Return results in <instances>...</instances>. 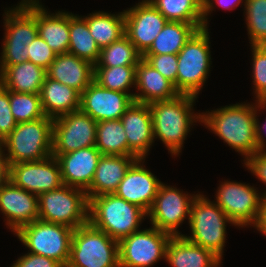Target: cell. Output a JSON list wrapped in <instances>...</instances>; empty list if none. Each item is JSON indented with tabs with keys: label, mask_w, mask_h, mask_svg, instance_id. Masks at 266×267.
<instances>
[{
	"label": "cell",
	"mask_w": 266,
	"mask_h": 267,
	"mask_svg": "<svg viewBox=\"0 0 266 267\" xmlns=\"http://www.w3.org/2000/svg\"><path fill=\"white\" fill-rule=\"evenodd\" d=\"M236 103L216 110L202 112V121L206 128L219 136L223 142L243 155L249 156L259 152L256 141V115L261 105Z\"/></svg>",
	"instance_id": "obj_1"
},
{
	"label": "cell",
	"mask_w": 266,
	"mask_h": 267,
	"mask_svg": "<svg viewBox=\"0 0 266 267\" xmlns=\"http://www.w3.org/2000/svg\"><path fill=\"white\" fill-rule=\"evenodd\" d=\"M197 97L178 94L175 98L149 104L154 139L159 138L175 157L183 148L193 122L202 121V113L193 112Z\"/></svg>",
	"instance_id": "obj_2"
},
{
	"label": "cell",
	"mask_w": 266,
	"mask_h": 267,
	"mask_svg": "<svg viewBox=\"0 0 266 267\" xmlns=\"http://www.w3.org/2000/svg\"><path fill=\"white\" fill-rule=\"evenodd\" d=\"M146 216L142 208L114 193L89 199L88 222L118 242L140 230L141 221Z\"/></svg>",
	"instance_id": "obj_3"
},
{
	"label": "cell",
	"mask_w": 266,
	"mask_h": 267,
	"mask_svg": "<svg viewBox=\"0 0 266 267\" xmlns=\"http://www.w3.org/2000/svg\"><path fill=\"white\" fill-rule=\"evenodd\" d=\"M227 223L235 225L214 201L198 193L190 209L191 235L182 236L191 243L211 251L222 260Z\"/></svg>",
	"instance_id": "obj_4"
},
{
	"label": "cell",
	"mask_w": 266,
	"mask_h": 267,
	"mask_svg": "<svg viewBox=\"0 0 266 267\" xmlns=\"http://www.w3.org/2000/svg\"><path fill=\"white\" fill-rule=\"evenodd\" d=\"M53 119L39 118L17 123L2 140L9 164L40 161L52 155Z\"/></svg>",
	"instance_id": "obj_5"
},
{
	"label": "cell",
	"mask_w": 266,
	"mask_h": 267,
	"mask_svg": "<svg viewBox=\"0 0 266 267\" xmlns=\"http://www.w3.org/2000/svg\"><path fill=\"white\" fill-rule=\"evenodd\" d=\"M208 28L199 29L178 55L177 92L197 97L209 76L211 64Z\"/></svg>",
	"instance_id": "obj_6"
},
{
	"label": "cell",
	"mask_w": 266,
	"mask_h": 267,
	"mask_svg": "<svg viewBox=\"0 0 266 267\" xmlns=\"http://www.w3.org/2000/svg\"><path fill=\"white\" fill-rule=\"evenodd\" d=\"M66 267H119L118 241L89 222L74 229Z\"/></svg>",
	"instance_id": "obj_7"
},
{
	"label": "cell",
	"mask_w": 266,
	"mask_h": 267,
	"mask_svg": "<svg viewBox=\"0 0 266 267\" xmlns=\"http://www.w3.org/2000/svg\"><path fill=\"white\" fill-rule=\"evenodd\" d=\"M39 218L76 229L88 223L89 200L86 191L61 185L38 195Z\"/></svg>",
	"instance_id": "obj_8"
},
{
	"label": "cell",
	"mask_w": 266,
	"mask_h": 267,
	"mask_svg": "<svg viewBox=\"0 0 266 267\" xmlns=\"http://www.w3.org/2000/svg\"><path fill=\"white\" fill-rule=\"evenodd\" d=\"M73 232L74 229L69 226L37 219L22 226L15 235L29 249V253L48 257L66 267Z\"/></svg>",
	"instance_id": "obj_9"
},
{
	"label": "cell",
	"mask_w": 266,
	"mask_h": 267,
	"mask_svg": "<svg viewBox=\"0 0 266 267\" xmlns=\"http://www.w3.org/2000/svg\"><path fill=\"white\" fill-rule=\"evenodd\" d=\"M171 237L153 226L133 232L118 242L119 267H152L165 258Z\"/></svg>",
	"instance_id": "obj_10"
},
{
	"label": "cell",
	"mask_w": 266,
	"mask_h": 267,
	"mask_svg": "<svg viewBox=\"0 0 266 267\" xmlns=\"http://www.w3.org/2000/svg\"><path fill=\"white\" fill-rule=\"evenodd\" d=\"M255 187L241 183L221 182L214 201L237 227L257 224L263 196Z\"/></svg>",
	"instance_id": "obj_11"
},
{
	"label": "cell",
	"mask_w": 266,
	"mask_h": 267,
	"mask_svg": "<svg viewBox=\"0 0 266 267\" xmlns=\"http://www.w3.org/2000/svg\"><path fill=\"white\" fill-rule=\"evenodd\" d=\"M196 196L162 183L147 213L151 225L171 236H182L177 228L185 219L189 222L191 204Z\"/></svg>",
	"instance_id": "obj_12"
},
{
	"label": "cell",
	"mask_w": 266,
	"mask_h": 267,
	"mask_svg": "<svg viewBox=\"0 0 266 267\" xmlns=\"http://www.w3.org/2000/svg\"><path fill=\"white\" fill-rule=\"evenodd\" d=\"M96 125L94 119L80 110L53 119L52 154L95 146Z\"/></svg>",
	"instance_id": "obj_13"
},
{
	"label": "cell",
	"mask_w": 266,
	"mask_h": 267,
	"mask_svg": "<svg viewBox=\"0 0 266 267\" xmlns=\"http://www.w3.org/2000/svg\"><path fill=\"white\" fill-rule=\"evenodd\" d=\"M10 181L15 186L36 195L63 185L60 165L53 155L40 161L11 164Z\"/></svg>",
	"instance_id": "obj_14"
},
{
	"label": "cell",
	"mask_w": 266,
	"mask_h": 267,
	"mask_svg": "<svg viewBox=\"0 0 266 267\" xmlns=\"http://www.w3.org/2000/svg\"><path fill=\"white\" fill-rule=\"evenodd\" d=\"M125 35L143 55L168 20L148 1L142 0L124 10Z\"/></svg>",
	"instance_id": "obj_15"
},
{
	"label": "cell",
	"mask_w": 266,
	"mask_h": 267,
	"mask_svg": "<svg viewBox=\"0 0 266 267\" xmlns=\"http://www.w3.org/2000/svg\"><path fill=\"white\" fill-rule=\"evenodd\" d=\"M133 103L129 94L105 89L93 81L80 94L79 110L96 122L119 120Z\"/></svg>",
	"instance_id": "obj_16"
},
{
	"label": "cell",
	"mask_w": 266,
	"mask_h": 267,
	"mask_svg": "<svg viewBox=\"0 0 266 267\" xmlns=\"http://www.w3.org/2000/svg\"><path fill=\"white\" fill-rule=\"evenodd\" d=\"M144 161L137 159L130 166L114 194L148 213L162 182L144 166Z\"/></svg>",
	"instance_id": "obj_17"
},
{
	"label": "cell",
	"mask_w": 266,
	"mask_h": 267,
	"mask_svg": "<svg viewBox=\"0 0 266 267\" xmlns=\"http://www.w3.org/2000/svg\"><path fill=\"white\" fill-rule=\"evenodd\" d=\"M0 211L6 226L15 234L22 226L39 218L38 195L15 186L11 181L0 185Z\"/></svg>",
	"instance_id": "obj_18"
},
{
	"label": "cell",
	"mask_w": 266,
	"mask_h": 267,
	"mask_svg": "<svg viewBox=\"0 0 266 267\" xmlns=\"http://www.w3.org/2000/svg\"><path fill=\"white\" fill-rule=\"evenodd\" d=\"M52 155L59 162L62 183L84 191L91 186L98 161L102 156L95 146Z\"/></svg>",
	"instance_id": "obj_19"
},
{
	"label": "cell",
	"mask_w": 266,
	"mask_h": 267,
	"mask_svg": "<svg viewBox=\"0 0 266 267\" xmlns=\"http://www.w3.org/2000/svg\"><path fill=\"white\" fill-rule=\"evenodd\" d=\"M129 150L145 159L154 143L153 120L149 104L134 102L121 117Z\"/></svg>",
	"instance_id": "obj_20"
},
{
	"label": "cell",
	"mask_w": 266,
	"mask_h": 267,
	"mask_svg": "<svg viewBox=\"0 0 266 267\" xmlns=\"http://www.w3.org/2000/svg\"><path fill=\"white\" fill-rule=\"evenodd\" d=\"M47 77L74 88L80 94L94 79V65L70 53L57 54L46 70Z\"/></svg>",
	"instance_id": "obj_21"
},
{
	"label": "cell",
	"mask_w": 266,
	"mask_h": 267,
	"mask_svg": "<svg viewBox=\"0 0 266 267\" xmlns=\"http://www.w3.org/2000/svg\"><path fill=\"white\" fill-rule=\"evenodd\" d=\"M134 102L150 104L175 98L179 93L160 72L141 58L136 66Z\"/></svg>",
	"instance_id": "obj_22"
},
{
	"label": "cell",
	"mask_w": 266,
	"mask_h": 267,
	"mask_svg": "<svg viewBox=\"0 0 266 267\" xmlns=\"http://www.w3.org/2000/svg\"><path fill=\"white\" fill-rule=\"evenodd\" d=\"M136 156L102 155L98 161L91 186L86 190L88 200L102 194L114 193Z\"/></svg>",
	"instance_id": "obj_23"
},
{
	"label": "cell",
	"mask_w": 266,
	"mask_h": 267,
	"mask_svg": "<svg viewBox=\"0 0 266 267\" xmlns=\"http://www.w3.org/2000/svg\"><path fill=\"white\" fill-rule=\"evenodd\" d=\"M3 16L5 35L2 44L28 46L38 35L37 3H19L16 7L5 10Z\"/></svg>",
	"instance_id": "obj_24"
},
{
	"label": "cell",
	"mask_w": 266,
	"mask_h": 267,
	"mask_svg": "<svg viewBox=\"0 0 266 267\" xmlns=\"http://www.w3.org/2000/svg\"><path fill=\"white\" fill-rule=\"evenodd\" d=\"M164 260L172 267H220L222 263L211 251L191 243L183 236L170 238Z\"/></svg>",
	"instance_id": "obj_25"
},
{
	"label": "cell",
	"mask_w": 266,
	"mask_h": 267,
	"mask_svg": "<svg viewBox=\"0 0 266 267\" xmlns=\"http://www.w3.org/2000/svg\"><path fill=\"white\" fill-rule=\"evenodd\" d=\"M39 96L44 115L52 119L80 109V93L47 76Z\"/></svg>",
	"instance_id": "obj_26"
},
{
	"label": "cell",
	"mask_w": 266,
	"mask_h": 267,
	"mask_svg": "<svg viewBox=\"0 0 266 267\" xmlns=\"http://www.w3.org/2000/svg\"><path fill=\"white\" fill-rule=\"evenodd\" d=\"M47 76L46 70L33 62L0 66V83L9 91L17 93H40Z\"/></svg>",
	"instance_id": "obj_27"
},
{
	"label": "cell",
	"mask_w": 266,
	"mask_h": 267,
	"mask_svg": "<svg viewBox=\"0 0 266 267\" xmlns=\"http://www.w3.org/2000/svg\"><path fill=\"white\" fill-rule=\"evenodd\" d=\"M37 3L38 35L46 41L56 54L68 53L69 48V12L49 13Z\"/></svg>",
	"instance_id": "obj_28"
},
{
	"label": "cell",
	"mask_w": 266,
	"mask_h": 267,
	"mask_svg": "<svg viewBox=\"0 0 266 267\" xmlns=\"http://www.w3.org/2000/svg\"><path fill=\"white\" fill-rule=\"evenodd\" d=\"M203 24L168 21L143 55L178 54Z\"/></svg>",
	"instance_id": "obj_29"
},
{
	"label": "cell",
	"mask_w": 266,
	"mask_h": 267,
	"mask_svg": "<svg viewBox=\"0 0 266 267\" xmlns=\"http://www.w3.org/2000/svg\"><path fill=\"white\" fill-rule=\"evenodd\" d=\"M83 17L100 50L125 35L124 10L118 14L99 11Z\"/></svg>",
	"instance_id": "obj_30"
},
{
	"label": "cell",
	"mask_w": 266,
	"mask_h": 267,
	"mask_svg": "<svg viewBox=\"0 0 266 267\" xmlns=\"http://www.w3.org/2000/svg\"><path fill=\"white\" fill-rule=\"evenodd\" d=\"M68 53L95 65L98 61L100 48L89 32L86 19L69 13V48Z\"/></svg>",
	"instance_id": "obj_31"
},
{
	"label": "cell",
	"mask_w": 266,
	"mask_h": 267,
	"mask_svg": "<svg viewBox=\"0 0 266 267\" xmlns=\"http://www.w3.org/2000/svg\"><path fill=\"white\" fill-rule=\"evenodd\" d=\"M95 147L102 155L135 156L128 148L127 136L120 119L97 122Z\"/></svg>",
	"instance_id": "obj_32"
},
{
	"label": "cell",
	"mask_w": 266,
	"mask_h": 267,
	"mask_svg": "<svg viewBox=\"0 0 266 267\" xmlns=\"http://www.w3.org/2000/svg\"><path fill=\"white\" fill-rule=\"evenodd\" d=\"M168 21L203 24L201 0H148Z\"/></svg>",
	"instance_id": "obj_33"
},
{
	"label": "cell",
	"mask_w": 266,
	"mask_h": 267,
	"mask_svg": "<svg viewBox=\"0 0 266 267\" xmlns=\"http://www.w3.org/2000/svg\"><path fill=\"white\" fill-rule=\"evenodd\" d=\"M142 55L135 45L124 35L100 50L99 58L94 67L137 66Z\"/></svg>",
	"instance_id": "obj_34"
},
{
	"label": "cell",
	"mask_w": 266,
	"mask_h": 267,
	"mask_svg": "<svg viewBox=\"0 0 266 267\" xmlns=\"http://www.w3.org/2000/svg\"><path fill=\"white\" fill-rule=\"evenodd\" d=\"M135 79L136 66L94 67V82L105 89L127 93L132 98L134 93L129 92V88L135 87Z\"/></svg>",
	"instance_id": "obj_35"
},
{
	"label": "cell",
	"mask_w": 266,
	"mask_h": 267,
	"mask_svg": "<svg viewBox=\"0 0 266 267\" xmlns=\"http://www.w3.org/2000/svg\"><path fill=\"white\" fill-rule=\"evenodd\" d=\"M244 9L250 46L266 45V0H246Z\"/></svg>",
	"instance_id": "obj_36"
},
{
	"label": "cell",
	"mask_w": 266,
	"mask_h": 267,
	"mask_svg": "<svg viewBox=\"0 0 266 267\" xmlns=\"http://www.w3.org/2000/svg\"><path fill=\"white\" fill-rule=\"evenodd\" d=\"M9 100L12 115L17 123L45 117L38 94L9 91Z\"/></svg>",
	"instance_id": "obj_37"
},
{
	"label": "cell",
	"mask_w": 266,
	"mask_h": 267,
	"mask_svg": "<svg viewBox=\"0 0 266 267\" xmlns=\"http://www.w3.org/2000/svg\"><path fill=\"white\" fill-rule=\"evenodd\" d=\"M252 79L257 101L266 98V45L251 46Z\"/></svg>",
	"instance_id": "obj_38"
},
{
	"label": "cell",
	"mask_w": 266,
	"mask_h": 267,
	"mask_svg": "<svg viewBox=\"0 0 266 267\" xmlns=\"http://www.w3.org/2000/svg\"><path fill=\"white\" fill-rule=\"evenodd\" d=\"M142 58L170 81L177 91V54L142 55Z\"/></svg>",
	"instance_id": "obj_39"
},
{
	"label": "cell",
	"mask_w": 266,
	"mask_h": 267,
	"mask_svg": "<svg viewBox=\"0 0 266 267\" xmlns=\"http://www.w3.org/2000/svg\"><path fill=\"white\" fill-rule=\"evenodd\" d=\"M27 52L29 53L28 61L45 70L48 69L57 56L56 52L39 35L27 46Z\"/></svg>",
	"instance_id": "obj_40"
},
{
	"label": "cell",
	"mask_w": 266,
	"mask_h": 267,
	"mask_svg": "<svg viewBox=\"0 0 266 267\" xmlns=\"http://www.w3.org/2000/svg\"><path fill=\"white\" fill-rule=\"evenodd\" d=\"M16 125L11 112L9 90L0 83V139L4 140Z\"/></svg>",
	"instance_id": "obj_41"
},
{
	"label": "cell",
	"mask_w": 266,
	"mask_h": 267,
	"mask_svg": "<svg viewBox=\"0 0 266 267\" xmlns=\"http://www.w3.org/2000/svg\"><path fill=\"white\" fill-rule=\"evenodd\" d=\"M26 45L3 44L0 57V66H11L28 61Z\"/></svg>",
	"instance_id": "obj_42"
},
{
	"label": "cell",
	"mask_w": 266,
	"mask_h": 267,
	"mask_svg": "<svg viewBox=\"0 0 266 267\" xmlns=\"http://www.w3.org/2000/svg\"><path fill=\"white\" fill-rule=\"evenodd\" d=\"M11 267H63L58 261L48 257L26 253L19 257Z\"/></svg>",
	"instance_id": "obj_43"
},
{
	"label": "cell",
	"mask_w": 266,
	"mask_h": 267,
	"mask_svg": "<svg viewBox=\"0 0 266 267\" xmlns=\"http://www.w3.org/2000/svg\"><path fill=\"white\" fill-rule=\"evenodd\" d=\"M244 164L256 178L266 185V151H259L249 156L244 160ZM264 192L265 193L261 194L263 197L266 196V191Z\"/></svg>",
	"instance_id": "obj_44"
},
{
	"label": "cell",
	"mask_w": 266,
	"mask_h": 267,
	"mask_svg": "<svg viewBox=\"0 0 266 267\" xmlns=\"http://www.w3.org/2000/svg\"><path fill=\"white\" fill-rule=\"evenodd\" d=\"M215 4L217 3L218 6L225 8L227 10H232L235 9L241 2H244V7H245V2L246 0H214ZM213 0H210L204 7H203V28H208V15L209 13L214 10L213 8L215 7L213 4Z\"/></svg>",
	"instance_id": "obj_45"
},
{
	"label": "cell",
	"mask_w": 266,
	"mask_h": 267,
	"mask_svg": "<svg viewBox=\"0 0 266 267\" xmlns=\"http://www.w3.org/2000/svg\"><path fill=\"white\" fill-rule=\"evenodd\" d=\"M10 181V164L4 148L0 146V185Z\"/></svg>",
	"instance_id": "obj_46"
},
{
	"label": "cell",
	"mask_w": 266,
	"mask_h": 267,
	"mask_svg": "<svg viewBox=\"0 0 266 267\" xmlns=\"http://www.w3.org/2000/svg\"><path fill=\"white\" fill-rule=\"evenodd\" d=\"M254 227L266 236V196L262 199L260 215L257 224Z\"/></svg>",
	"instance_id": "obj_47"
},
{
	"label": "cell",
	"mask_w": 266,
	"mask_h": 267,
	"mask_svg": "<svg viewBox=\"0 0 266 267\" xmlns=\"http://www.w3.org/2000/svg\"><path fill=\"white\" fill-rule=\"evenodd\" d=\"M258 116L256 115V126H255V129H256V141H257V146H258V150L259 151H266V140L264 139L265 137H263V130L262 129H265L266 130V123L264 125H261L260 126V123H259V120L257 118ZM265 122H266V118H265ZM266 134V131L264 132Z\"/></svg>",
	"instance_id": "obj_48"
},
{
	"label": "cell",
	"mask_w": 266,
	"mask_h": 267,
	"mask_svg": "<svg viewBox=\"0 0 266 267\" xmlns=\"http://www.w3.org/2000/svg\"><path fill=\"white\" fill-rule=\"evenodd\" d=\"M39 0H22L20 4H25V3H38Z\"/></svg>",
	"instance_id": "obj_49"
},
{
	"label": "cell",
	"mask_w": 266,
	"mask_h": 267,
	"mask_svg": "<svg viewBox=\"0 0 266 267\" xmlns=\"http://www.w3.org/2000/svg\"><path fill=\"white\" fill-rule=\"evenodd\" d=\"M210 0H201V4L204 7Z\"/></svg>",
	"instance_id": "obj_50"
},
{
	"label": "cell",
	"mask_w": 266,
	"mask_h": 267,
	"mask_svg": "<svg viewBox=\"0 0 266 267\" xmlns=\"http://www.w3.org/2000/svg\"><path fill=\"white\" fill-rule=\"evenodd\" d=\"M260 105H261V108L260 109H266V103H260Z\"/></svg>",
	"instance_id": "obj_51"
},
{
	"label": "cell",
	"mask_w": 266,
	"mask_h": 267,
	"mask_svg": "<svg viewBox=\"0 0 266 267\" xmlns=\"http://www.w3.org/2000/svg\"><path fill=\"white\" fill-rule=\"evenodd\" d=\"M259 103H266V98L259 101Z\"/></svg>",
	"instance_id": "obj_52"
}]
</instances>
